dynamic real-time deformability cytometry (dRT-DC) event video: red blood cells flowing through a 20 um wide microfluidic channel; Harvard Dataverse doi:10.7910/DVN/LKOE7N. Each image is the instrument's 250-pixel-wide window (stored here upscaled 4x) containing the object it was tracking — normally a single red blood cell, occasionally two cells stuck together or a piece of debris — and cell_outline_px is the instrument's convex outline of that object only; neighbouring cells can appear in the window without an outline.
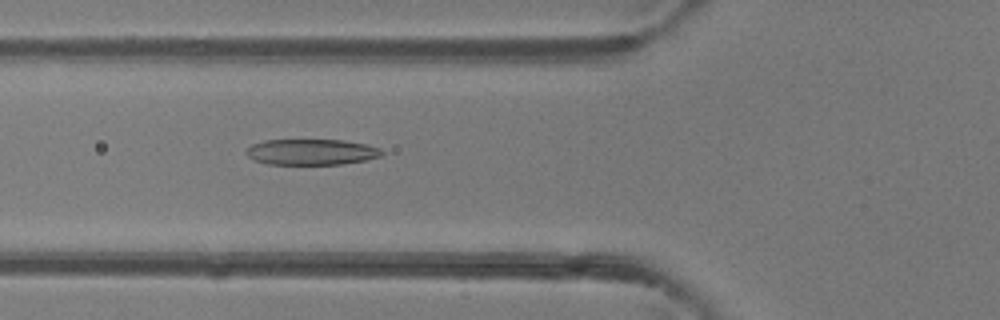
{"species": "common noctule bat (a hibernating species)", "species_latin": "Nyctalus noctula", "temperature_condition": "room temperature", "stored_images_in_passage": 27, "camera_frame_rate_fps": 3000, "um_per_image_px": 0.085, "animal": {"sex": "female"}, "frame": {"image": 1, "passage_image": 17, "time_ms": 5.333, "image_size_px": [1000, 320], "cell_outline_px": [[384, 152], [380, 156], [364, 160], [340, 164], [268, 164], [252, 160], [244, 152], [252, 144], [264, 140], [344, 140], [364, 144], [380, 148]], "centroid_in_image_um": [26.43, 12.91], "position_along_channel_um": 99.4, "area_um2": 20.35}}
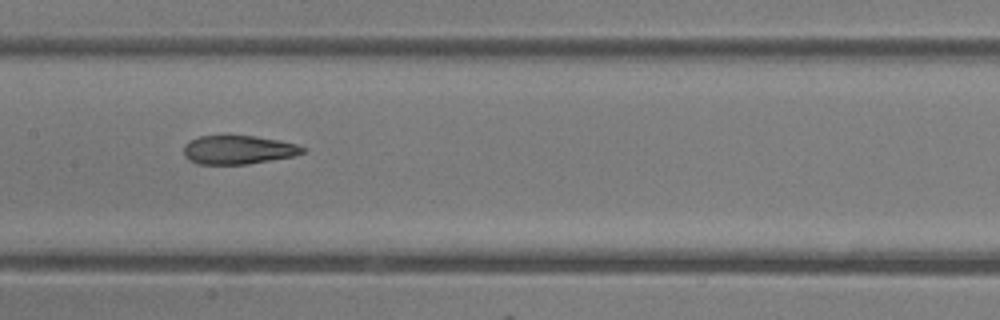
{"frame": {"image": 2, "passage_image": 23, "time_ms": 7.333, "image_size_px": [1000, 320], "cell_outline_px": [[308, 152], [292, 156], [248, 164], [196, 164], [188, 160], [184, 156], [184, 144], [188, 140], [200, 136], [224, 132], [256, 136], [280, 140], [296, 144], [308, 148]], "centroid_in_image_um": [20.22, 12.68], "position_along_channel_um": 187.2, "area_um2": 20.92}}
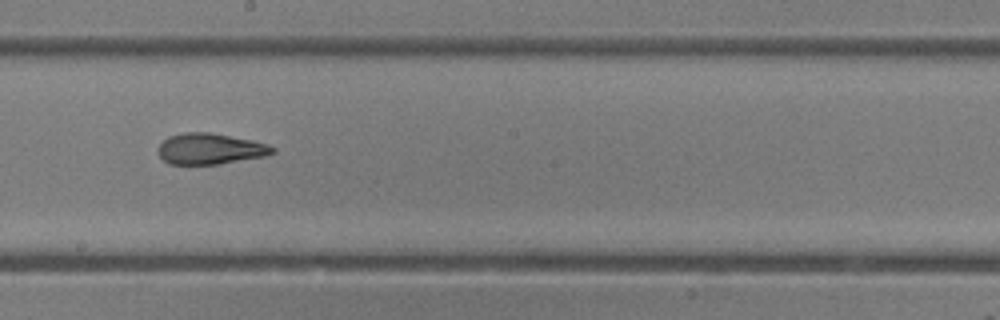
{"frame": {"image": 3, "passage_image": 26, "time_ms": 8.333, "image_size_px": [1000, 320], "cell_outline_px": [[276, 152], [264, 156], [220, 164], [168, 164], [156, 152], [156, 148], [168, 136], [184, 132], [208, 132], [252, 140], [268, 144], [276, 148]], "centroid_in_image_um": [17.84, 12.65], "position_along_channel_um": 230.4, "area_um2": 20.75}}